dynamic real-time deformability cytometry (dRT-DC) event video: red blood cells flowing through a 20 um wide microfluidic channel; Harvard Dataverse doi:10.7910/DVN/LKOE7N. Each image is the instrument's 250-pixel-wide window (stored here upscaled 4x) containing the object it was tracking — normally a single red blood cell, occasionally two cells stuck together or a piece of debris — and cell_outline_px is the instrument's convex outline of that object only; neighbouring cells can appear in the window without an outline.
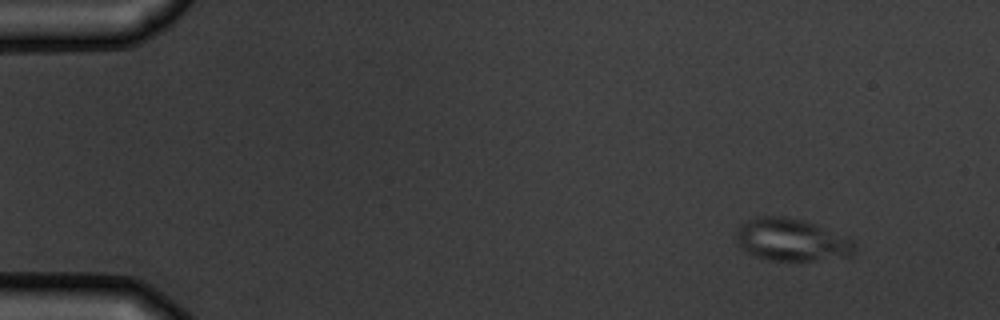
{"species": "common noctule bat (a hibernating species)", "species_latin": "Nyctalus noctula", "temperature_condition": "warm", "stored_images_in_passage": 4, "camera_frame_rate_fps": 3000, "um_per_image_px": 0.085, "animal": {"sex": "male", "body_mass_g": 19.5, "forearm_length_mm": 54.6}, "frame": {"image": 1, "passage_image": 1, "time_ms": 0.0, "image_size_px": [1000, 320], "cell_outline_px": [[856, 248], [852, 256], [812, 260], [764, 260], [740, 248], [736, 240], [736, 232], [740, 224], [756, 216], [784, 216], [804, 220], [852, 240], [856, 244]], "centroid_in_image_um": [67.24, 20.38], "position_along_channel_um": 17.8, "area_um2": 29.13}}